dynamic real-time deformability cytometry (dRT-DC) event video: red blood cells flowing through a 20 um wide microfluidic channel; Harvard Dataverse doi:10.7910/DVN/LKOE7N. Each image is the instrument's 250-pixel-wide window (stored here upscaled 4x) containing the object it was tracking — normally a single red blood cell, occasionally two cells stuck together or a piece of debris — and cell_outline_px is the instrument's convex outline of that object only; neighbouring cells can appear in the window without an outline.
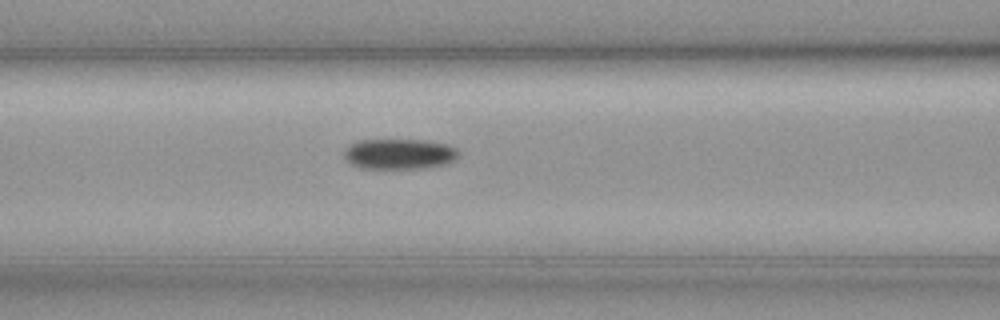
{"species": "common noctule bat (a hibernating species)", "species_latin": "Nyctalus noctula", "temperature_condition": "cold", "stored_images_in_passage": 36, "segment_of_instrument_passage": [1, 3], "camera_frame_rate_fps": 3000, "um_per_image_px": 0.085, "animal": {"sex": "female", "body_mass_g": 19.3, "forearm_length_mm": 54.1}, "frame": {"image": 1, "passage_image": 7, "time_ms": 2.0, "image_size_px": [1000, 320], "cell_outline_px": [[460, 152], [452, 160], [444, 164], [416, 168], [360, 168], [352, 164], [344, 156], [344, 148], [360, 140], [428, 140], [448, 144], [456, 148]], "centroid_in_image_um": [33.93, 13.07], "position_along_channel_um": 132.7, "area_um2": 20.06}}
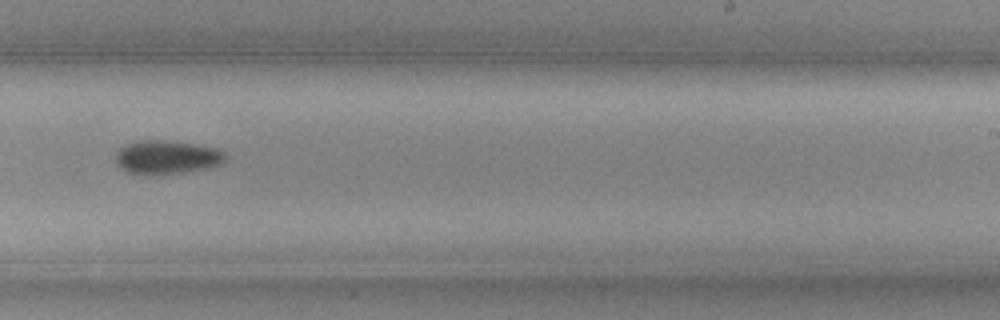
{"frame": {"image": 2, "passage_image": 19, "time_ms": 6.0, "image_size_px": [1000, 320], "cell_outline_px": [[228, 156], [220, 164], [208, 168], [180, 172], [128, 172], [120, 168], [116, 164], [116, 152], [120, 148], [128, 144], [140, 140], [164, 140], [192, 144], [216, 148], [224, 152]], "centroid_in_image_um": [14.2, 13.33], "position_along_channel_um": 274.8, "area_um2": 20.75}}
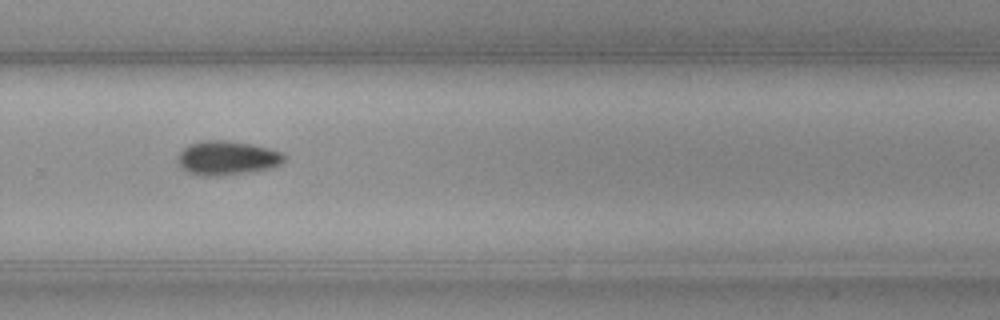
{"frame": {"image": 3, "passage_image": 22, "time_ms": 7.0, "image_size_px": [1000, 320], "cell_outline_px": [[284, 160], [280, 164], [268, 168], [248, 172], [216, 176], [200, 176], [188, 172], [176, 160], [180, 152], [188, 144], [204, 140], [224, 140], [252, 144], [268, 148], [280, 152], [284, 156]], "centroid_in_image_um": [19.26, 13.42], "position_along_channel_um": 310.5, "area_um2": 20.92}}